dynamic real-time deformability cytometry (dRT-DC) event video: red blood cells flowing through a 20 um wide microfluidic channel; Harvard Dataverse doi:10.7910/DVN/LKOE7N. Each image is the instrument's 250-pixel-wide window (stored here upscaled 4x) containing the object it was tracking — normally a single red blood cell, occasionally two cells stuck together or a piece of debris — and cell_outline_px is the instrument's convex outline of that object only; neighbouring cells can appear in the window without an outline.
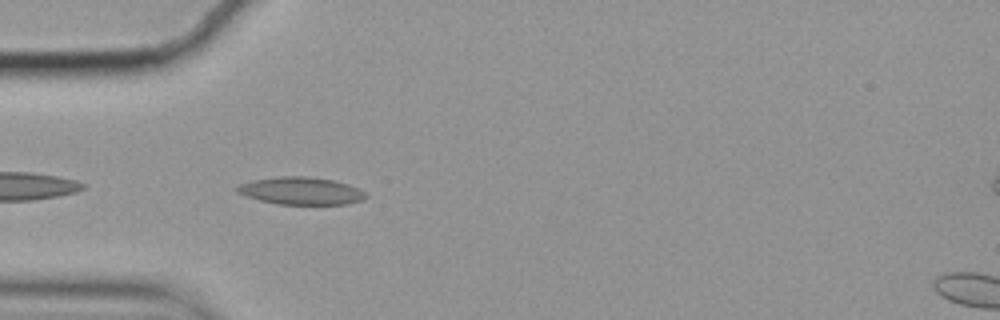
{"species": "common noctule bat (a hibernating species)", "species_latin": "Nyctalus noctula", "temperature_condition": "cold", "stored_images_in_passage": 42, "camera_frame_rate_fps": 3000, "um_per_image_px": 0.085, "animal": {"sex": "female", "body_mass_g": 19.9}, "frame": {"image": 1, "passage_image": 2, "time_ms": 0.333, "image_size_px": [1000, 320], "cell_outline_px": [[368, 196], [364, 200], [348, 204], [276, 204], [244, 196], [236, 192], [232, 188], [240, 184], [252, 180], [280, 176], [308, 176], [332, 180], [348, 184], [364, 192]], "centroid_in_image_um": [25.54, 16.22], "position_along_channel_um": 59.5, "area_um2": 20.75}}
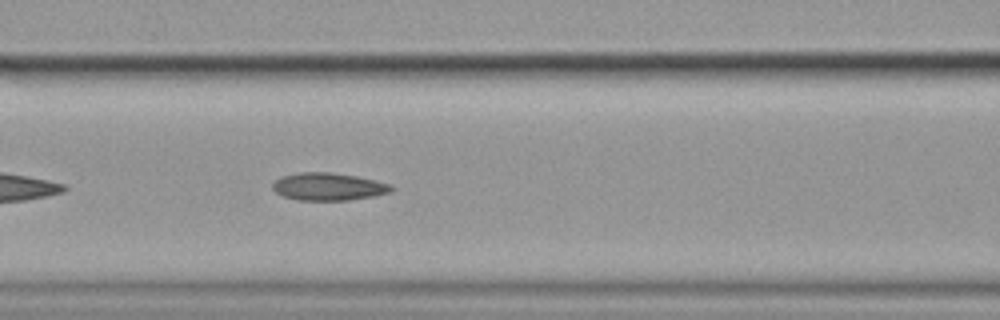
{"frame": {"image": 2, "passage_image": 9, "time_ms": 2.667, "image_size_px": [1000, 320], "cell_outline_px": [[396, 188], [392, 192], [372, 196], [348, 200], [296, 200], [284, 196], [276, 192], [272, 188], [272, 184], [280, 176], [300, 172], [332, 172], [356, 176], [392, 184]], "centroid_in_image_um": [27.93, 15.86], "position_along_channel_um": 138.7, "area_um2": 19.19}}
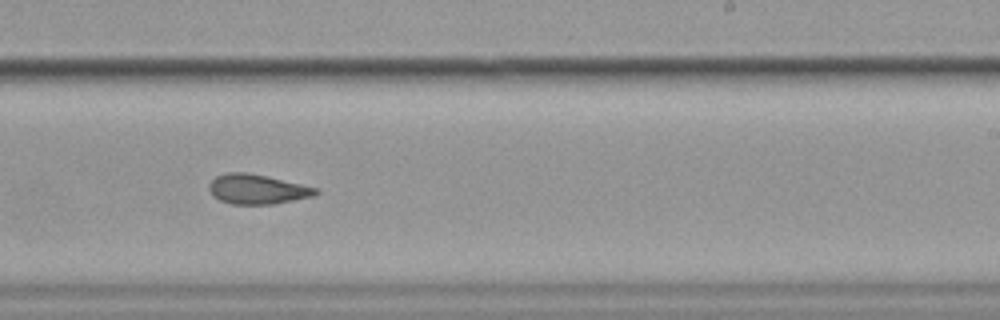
{"frame": {"image": 3, "passage_image": 20, "time_ms": 6.333, "image_size_px": [1000, 320], "cell_outline_px": [[320, 192], [312, 196], [272, 204], [232, 204], [220, 200], [212, 196], [208, 188], [208, 184], [216, 176], [228, 172], [248, 172], [268, 176], [316, 188]], "centroid_in_image_um": [21.81, 16.07], "position_along_channel_um": 267.2, "area_um2": 18.38}, "authors_computed_cell_mechanics": {"area_um2": 19.1607, "velocity_mm_per_s": 3.5205, "shape_relaxation_time_tau1_ms": null, "shape_relaxation_time_tau2_ms": 2.8948, "deformation_change_tau1": null, "deformation_change_tau2": 0.0922}}